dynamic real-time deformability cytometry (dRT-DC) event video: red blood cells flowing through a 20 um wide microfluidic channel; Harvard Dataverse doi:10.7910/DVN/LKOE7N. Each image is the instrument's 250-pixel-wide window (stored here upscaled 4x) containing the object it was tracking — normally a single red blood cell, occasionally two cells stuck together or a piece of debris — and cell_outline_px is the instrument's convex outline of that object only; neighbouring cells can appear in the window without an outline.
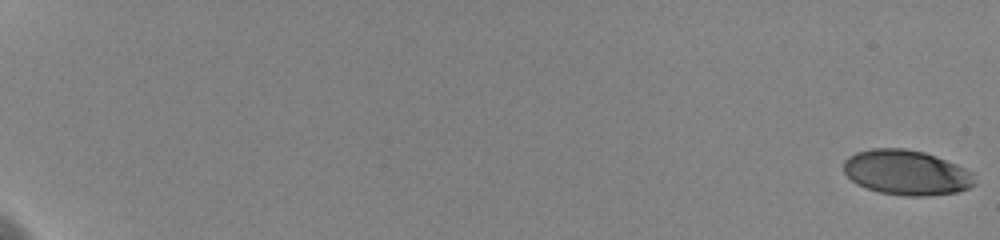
{"species": "human", "species_latin": "Homo sapiens", "temperature_condition": "cold", "stored_images_in_passage": 60, "camera_frame_rate_fps": 3000, "um_per_image_px": 0.085, "donor": {"sex": "female"}, "frame": {"image": 1, "passage_image": 1, "time_ms": 0.0, "image_size_px": [1000, 240], "cell_outline_px": [[976, 184], [968, 188], [956, 192], [928, 196], [904, 196], [880, 192], [856, 184], [844, 172], [844, 160], [848, 156], [856, 152], [872, 148], [904, 148], [924, 152], [936, 156], [956, 164], [972, 172]], "centroid_in_image_um": [77.04, 14.66], "position_along_channel_um": 8.0, "area_um2": 34.39}}
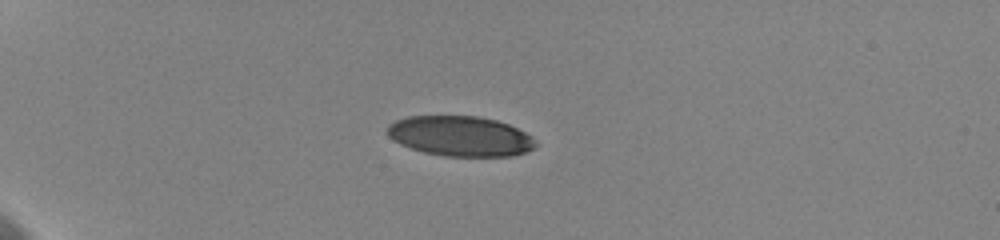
{"frame": {"image": 2, "passage_image": 19, "time_ms": 6.0, "image_size_px": [1000, 240], "cell_outline_px": [[536, 144], [528, 152], [512, 156], [444, 156], [424, 152], [400, 144], [392, 140], [388, 136], [388, 124], [396, 120], [408, 116], [480, 116], [496, 120], [508, 124], [532, 136], [536, 140]], "centroid_in_image_um": [39.13, 11.57], "position_along_channel_um": 45.9, "area_um2": 34.74}}
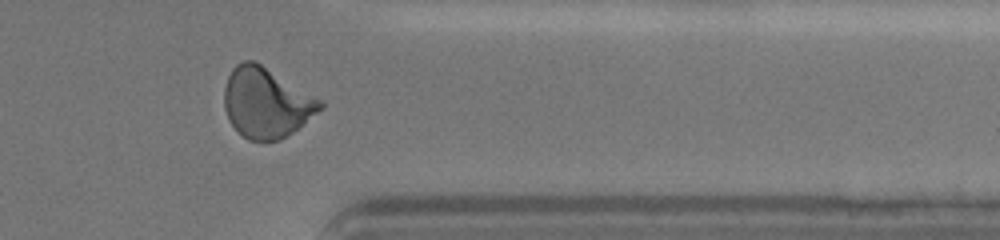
{"frame": {"image": 3, "passage_image": 52, "time_ms": 17.0, "image_size_px": [1000, 240], "cell_outline_px": [[324, 104], [304, 124], [280, 140], [248, 140], [228, 120], [224, 108], [224, 88], [228, 76], [232, 68], [236, 64], [244, 60], [256, 60], [324, 100]], "centroid_in_image_um": [22.63, 8.69], "position_along_channel_um": 388.8, "area_um2": 39.36}, "authors_computed_cell_mechanics": {"area_um2": 37.4544, "velocity_mm_per_s": 3.5997, "shape_relaxation_time_tau1_ms": 4.8388, "shape_relaxation_time_tau2_ms": 0.983, "deformation_change_tau1": 0.1919, "deformation_change_tau2": 0.0652}}